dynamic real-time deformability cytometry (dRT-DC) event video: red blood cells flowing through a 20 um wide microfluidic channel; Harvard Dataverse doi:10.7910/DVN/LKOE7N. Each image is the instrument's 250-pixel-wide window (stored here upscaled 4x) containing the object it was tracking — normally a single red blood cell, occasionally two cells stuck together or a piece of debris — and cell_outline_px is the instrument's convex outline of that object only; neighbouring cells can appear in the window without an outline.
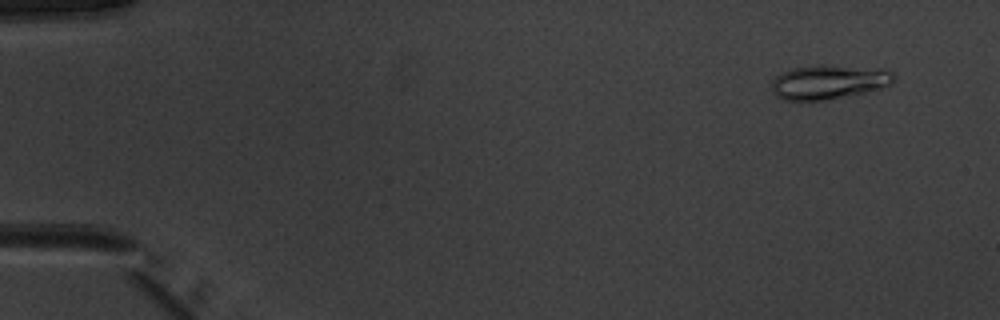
{"species": "common noctule bat (a hibernating species)", "species_latin": "Nyctalus noctula", "temperature_condition": "warm", "stored_images_in_passage": 51, "camera_frame_rate_fps": 3000, "um_per_image_px": 0.085, "animal": {"sex": "male", "body_mass_g": 20.1, "forearm_length_mm": 53.5}, "frame": {"image": 1, "passage_image": 4, "time_ms": 1.0, "image_size_px": [1000, 320], "cell_outline_px": [[896, 80], [892, 84], [868, 92], [824, 100], [784, 100], [776, 96], [772, 88], [772, 80], [776, 76], [792, 68], [820, 64], [824, 64], [892, 72], [896, 76]], "centroid_in_image_um": [70.41, 6.98], "position_along_channel_um": 14.6, "area_um2": 24.04}}
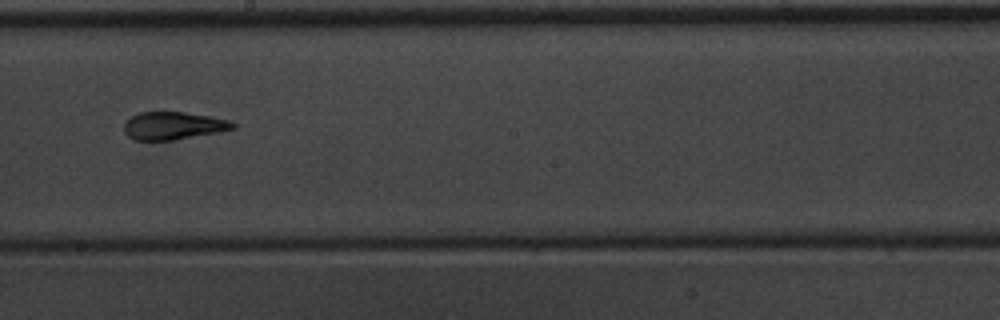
{"frame": {"image": 2, "passage_image": 30, "time_ms": 9.667, "image_size_px": [1000, 320], "cell_outline_px": [[236, 128], [216, 132], [172, 140], [136, 140], [128, 136], [124, 132], [124, 124], [132, 116], [140, 112], [184, 112], [208, 116], [228, 120], [236, 124]], "centroid_in_image_um": [14.71, 10.68], "position_along_channel_um": 233.5, "area_um2": 17.28}}
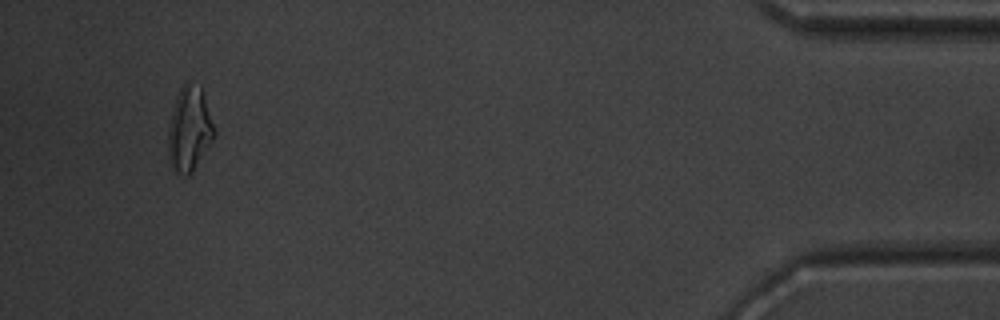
{"frame": {"image": 3, "passage_image": 49, "time_ms": 16.0, "image_size_px": [1000, 320], "cell_outline_px": [[216, 136], [192, 172], [188, 176], [184, 176], [172, 172], [168, 160], [168, 128], [176, 96], [180, 88], [184, 84], [188, 84], [200, 88], [204, 92], [216, 132]], "centroid_in_image_um": [16.09, 11.06], "position_along_channel_um": 419.1, "area_um2": 22.89}, "authors_computed_cell_mechanics": {"area_um2": 18.6694, "velocity_mm_per_s": 3.9766, "shape_relaxation_time_tau1_ms": 8.3665, "shape_relaxation_time_tau2_ms": 1.0803, "deformation_change_tau1": 0.2502, "deformation_change_tau2": 0.0625}}